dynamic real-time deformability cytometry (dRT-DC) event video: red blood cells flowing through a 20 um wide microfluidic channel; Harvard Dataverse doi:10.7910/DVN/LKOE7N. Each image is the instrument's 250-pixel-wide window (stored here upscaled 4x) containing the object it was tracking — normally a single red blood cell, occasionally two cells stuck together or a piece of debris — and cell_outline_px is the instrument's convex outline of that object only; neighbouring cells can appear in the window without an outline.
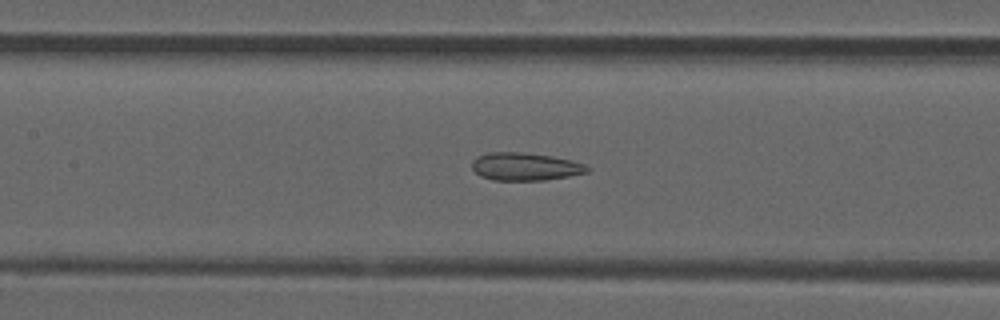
{"species": "common noctule bat (a hibernating species)", "species_latin": "Nyctalus noctula", "temperature_condition": "room temperature", "stored_images_in_passage": 51, "camera_frame_rate_fps": 3000, "um_per_image_px": 0.085, "animal": {"sex": "male", "forearm_length_mm": 52.5}, "frame": {"image": 1, "passage_image": 23, "time_ms": 7.333, "image_size_px": [1000, 320], "cell_outline_px": [[592, 168], [588, 172], [568, 176], [544, 180], [492, 180], [480, 176], [472, 168], [472, 160], [476, 156], [488, 152], [520, 152], [552, 156], [572, 160], [584, 164]], "centroid_in_image_um": [44.63, 14.15], "position_along_channel_um": 162.8, "area_um2": 18.79}}
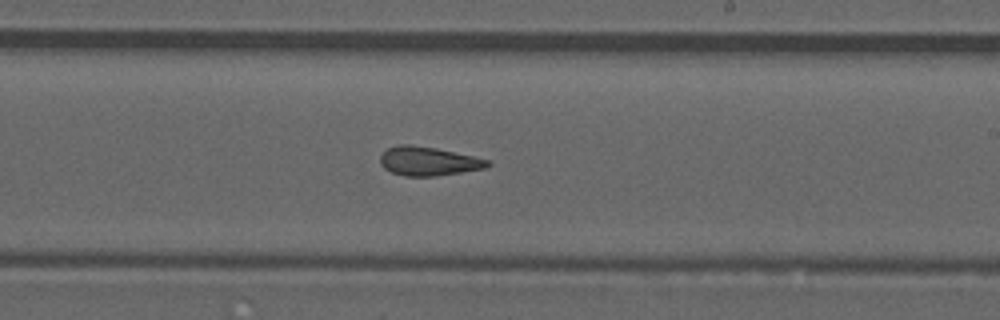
{"frame": {"image": 2, "passage_image": 30, "time_ms": 9.667, "image_size_px": [1000, 320], "cell_outline_px": [[492, 164], [484, 168], [436, 176], [404, 176], [392, 172], [384, 168], [380, 164], [380, 156], [388, 148], [400, 144], [408, 144], [436, 148], [472, 156], [488, 160]], "centroid_in_image_um": [36.38, 13.7], "position_along_channel_um": 252.6, "area_um2": 17.86}}
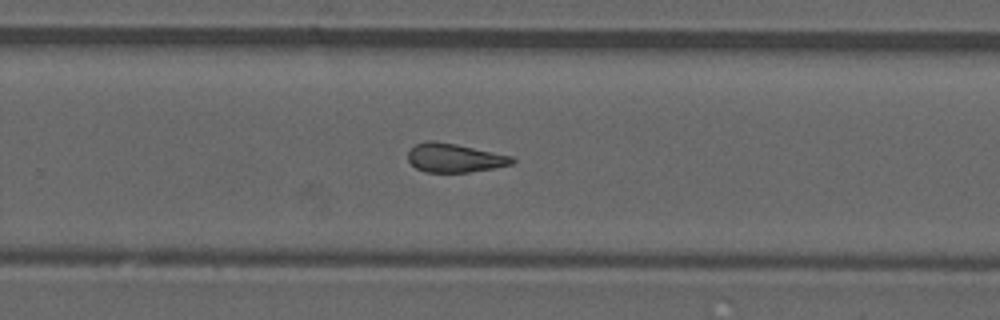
{"frame": {"image": 3, "passage_image": 33, "time_ms": 10.667, "image_size_px": [1000, 320], "cell_outline_px": [[516, 160], [512, 164], [492, 168], [468, 172], [424, 172], [416, 168], [408, 160], [408, 152], [416, 144], [428, 140], [436, 140], [456, 144], [512, 156]], "centroid_in_image_um": [38.61, 13.41], "position_along_channel_um": 291.2, "area_um2": 17.4}, "authors_computed_cell_mechanics": {"area_um2": 18.3226, "velocity_mm_per_s": 3.8731, "shape_relaxation_time_tau1_ms": null, "shape_relaxation_time_tau2_ms": 2.635, "deformation_change_tau1": null, "deformation_change_tau2": 0.1036}}